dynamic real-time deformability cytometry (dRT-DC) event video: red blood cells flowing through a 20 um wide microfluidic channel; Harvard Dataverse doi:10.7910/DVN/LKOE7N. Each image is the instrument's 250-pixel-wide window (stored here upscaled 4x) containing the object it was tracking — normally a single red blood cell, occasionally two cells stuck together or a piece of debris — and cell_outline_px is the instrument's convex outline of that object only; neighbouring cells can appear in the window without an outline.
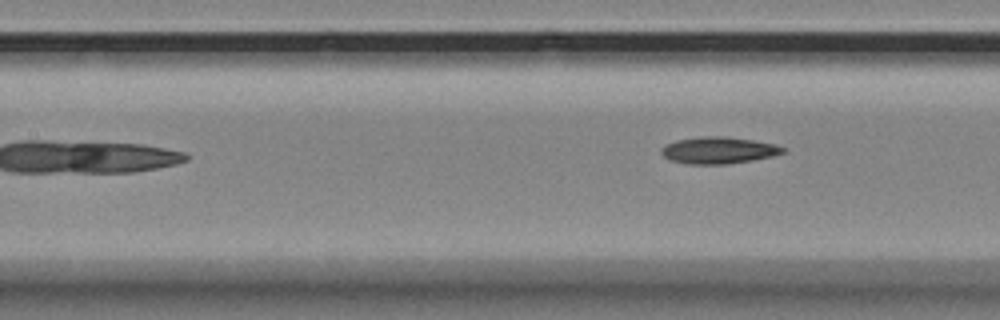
{"species": "Egyptian fruit bat (a non-hibernating species)", "species_latin": "Rousettus aegyptiacus", "temperature_condition": "room temperature", "stored_images_in_passage": 9, "camera_frame_rate_fps": 3000, "um_per_image_px": 0.085, "animal": {"sex": "female"}, "frame": {"image": 1, "passage_image": 9, "time_ms": 2.667, "image_size_px": [1000, 320], "cell_outline_px": [[784, 152], [772, 156], [752, 160], [728, 164], [688, 164], [668, 160], [660, 152], [660, 148], [664, 144], [676, 140], [700, 136], [728, 136], [776, 144], [784, 148]], "centroid_in_image_um": [61.02, 12.77], "position_along_channel_um": 146.4, "area_um2": 19.13}}